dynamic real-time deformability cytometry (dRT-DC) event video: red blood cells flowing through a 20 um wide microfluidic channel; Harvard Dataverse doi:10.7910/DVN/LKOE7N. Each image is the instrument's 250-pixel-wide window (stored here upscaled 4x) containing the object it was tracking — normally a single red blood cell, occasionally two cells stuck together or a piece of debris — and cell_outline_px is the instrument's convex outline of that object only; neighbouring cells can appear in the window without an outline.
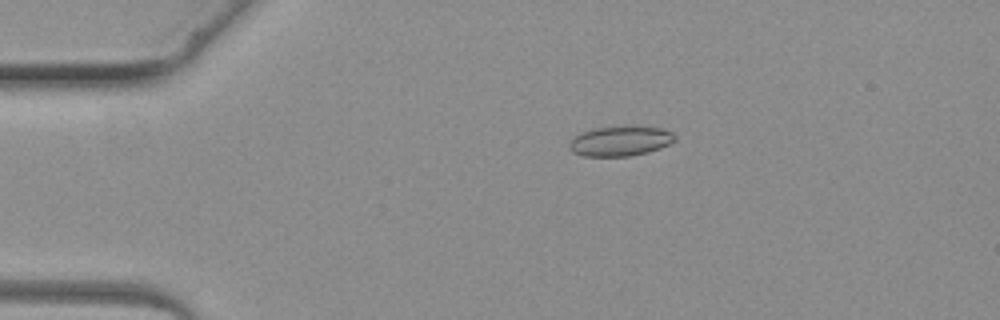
{"species": "common noctule bat (a hibernating species)", "species_latin": "Nyctalus noctula", "temperature_condition": "warm", "stored_images_in_passage": 4, "camera_frame_rate_fps": 3000, "um_per_image_px": 0.085, "animal": {"sex": "female", "body_mass_g": 19.3, "forearm_length_mm": 54.1}, "frame": {"image": 1, "passage_image": 3, "time_ms": 2.333, "image_size_px": [1000, 320], "cell_outline_px": [[676, 140], [660, 148], [648, 152], [628, 156], [584, 156], [572, 152], [568, 148], [568, 144], [580, 132], [596, 128], [636, 124], [660, 128], [672, 132], [676, 136]], "centroid_in_image_um": [52.74, 11.96], "position_along_channel_um": 32.3, "area_um2": 18.79}}